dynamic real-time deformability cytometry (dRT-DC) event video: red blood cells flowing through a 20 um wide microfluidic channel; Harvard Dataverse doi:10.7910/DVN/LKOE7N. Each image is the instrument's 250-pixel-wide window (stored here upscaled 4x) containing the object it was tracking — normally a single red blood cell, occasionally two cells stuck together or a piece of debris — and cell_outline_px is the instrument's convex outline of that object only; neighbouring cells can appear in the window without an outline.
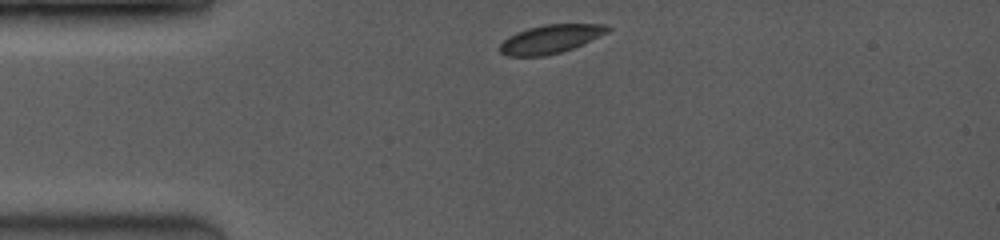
{"species": "common noctule bat (a hibernating species)", "species_latin": "Nyctalus noctula", "temperature_condition": "room temperature", "stored_images_in_passage": 2, "camera_frame_rate_fps": 3500, "um_per_image_px": 0.085, "animal": {"sex": "female", "body_mass_g": 19.0, "forearm_length_mm": 53.3}, "frame": {"image": 1, "passage_image": 1, "time_ms": 0.0, "image_size_px": [1000, 240], "cell_outline_px": [[612, 28], [608, 32], [572, 48], [560, 52], [544, 56], [508, 56], [500, 52], [500, 44], [508, 36], [516, 32], [528, 28], [544, 24], [604, 24]], "centroid_in_image_um": [46.77, 3.31], "position_along_channel_um": 38.2, "area_um2": 17.74}}